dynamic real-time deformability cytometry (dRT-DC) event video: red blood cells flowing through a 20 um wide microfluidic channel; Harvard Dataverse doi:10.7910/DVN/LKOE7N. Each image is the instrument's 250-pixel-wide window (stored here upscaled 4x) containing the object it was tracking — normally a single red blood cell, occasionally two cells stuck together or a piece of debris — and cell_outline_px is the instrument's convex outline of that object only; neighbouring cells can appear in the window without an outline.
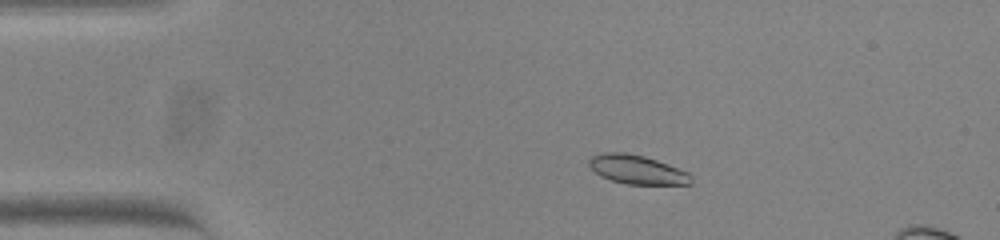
{"species": "common noctule bat (a hibernating species)", "species_latin": "Nyctalus noctula", "temperature_condition": "warm", "stored_images_in_passage": 49, "camera_frame_rate_fps": 3000, "um_per_image_px": 0.085, "animal": {"sex": "female", "body_mass_g": 23.0, "forearm_length_mm": 53.4}, "frame": {"image": 1, "passage_image": 8, "time_ms": 2.333, "image_size_px": [1000, 240], "cell_outline_px": [[692, 184], [628, 184], [612, 180], [600, 176], [588, 164], [588, 156], [604, 152], [624, 152], [644, 156], [668, 164], [688, 172], [692, 176]], "centroid_in_image_um": [54.13, 14.4], "position_along_channel_um": 30.9, "area_um2": 17.22}}
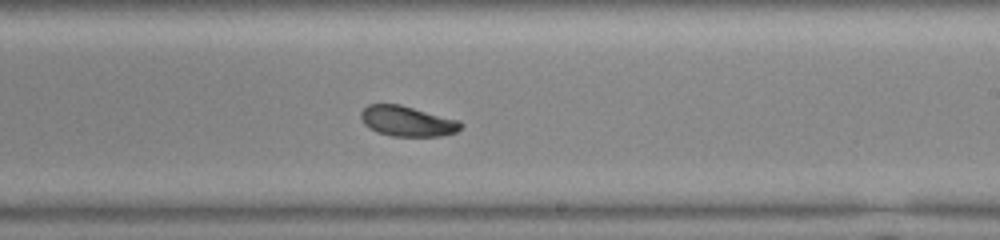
{"frame": {"image": 2, "passage_image": 30, "time_ms": 9.667, "image_size_px": [1000, 240], "cell_outline_px": [[464, 124], [456, 132], [440, 136], [392, 136], [376, 132], [368, 128], [364, 124], [360, 116], [360, 112], [368, 104], [400, 104], [460, 120]], "centroid_in_image_um": [34.61, 10.3], "position_along_channel_um": 254.4, "area_um2": 17.8}}
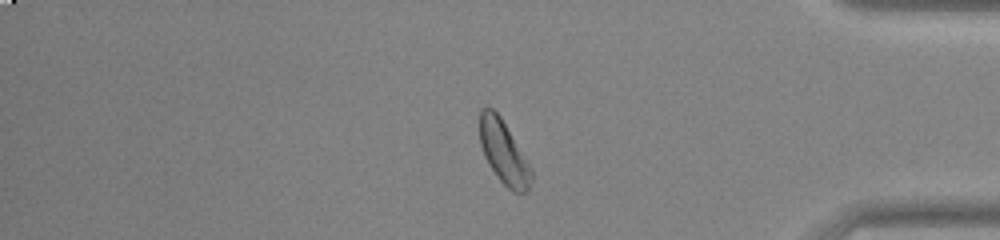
{"frame": {"image": 3, "passage_image": 43, "time_ms": 14.0, "image_size_px": [1000, 240], "cell_outline_px": [[532, 180], [528, 192], [512, 192], [500, 180], [484, 156], [480, 144], [480, 108], [492, 108], [500, 116], [528, 164], [532, 172]], "centroid_in_image_um": [42.8, 12.96], "position_along_channel_um": 392.4, "area_um2": 18.44}}